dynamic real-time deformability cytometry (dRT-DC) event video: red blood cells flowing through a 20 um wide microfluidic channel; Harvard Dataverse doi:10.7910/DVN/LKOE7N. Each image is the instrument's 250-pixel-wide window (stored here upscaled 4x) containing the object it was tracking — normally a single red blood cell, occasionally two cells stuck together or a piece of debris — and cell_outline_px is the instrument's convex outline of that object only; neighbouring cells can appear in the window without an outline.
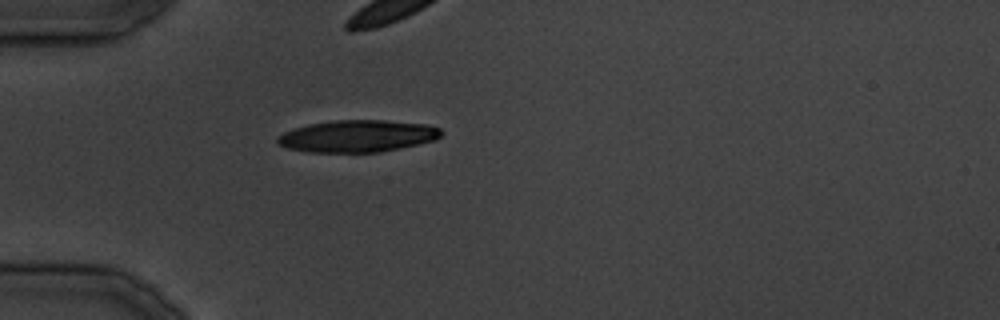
{"species": "common noctule bat (a hibernating species)", "species_latin": "Nyctalus noctula", "temperature_condition": "cold", "stored_images_in_passage": 25, "camera_frame_rate_fps": 3000, "um_per_image_px": 0.085, "animal": {"sex": "male", "body_mass_g": 19.5, "forearm_length_mm": 54.6}, "frame": {"image": 1, "passage_image": 1, "time_ms": 0.0, "image_size_px": [1000, 320], "cell_outline_px": [[444, 132], [436, 140], [380, 152], [308, 152], [288, 148], [276, 144], [276, 136], [284, 132], [308, 124], [336, 120], [384, 120], [428, 124], [440, 128]], "centroid_in_image_um": [30.39, 11.56], "position_along_channel_um": 54.6, "area_um2": 30.63}}
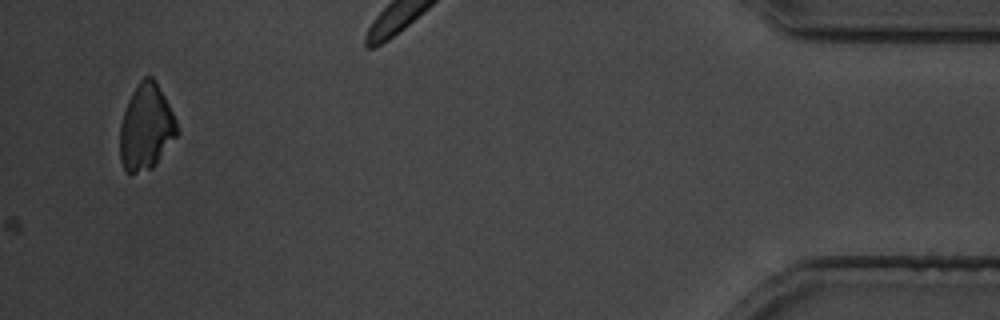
{"frame": {"image": 2, "passage_image": 25, "time_ms": 29.0, "image_size_px": [1000, 320], "cell_outline_px": [[180, 132], [156, 164], [152, 168], [136, 172], [128, 172], [124, 168], [120, 160], [120, 124], [128, 100], [132, 92], [140, 80], [144, 76], [152, 76], [164, 96], [180, 128]], "centroid_in_image_um": [12.43, 10.82], "position_along_channel_um": 422.8, "area_um2": 28.44}}